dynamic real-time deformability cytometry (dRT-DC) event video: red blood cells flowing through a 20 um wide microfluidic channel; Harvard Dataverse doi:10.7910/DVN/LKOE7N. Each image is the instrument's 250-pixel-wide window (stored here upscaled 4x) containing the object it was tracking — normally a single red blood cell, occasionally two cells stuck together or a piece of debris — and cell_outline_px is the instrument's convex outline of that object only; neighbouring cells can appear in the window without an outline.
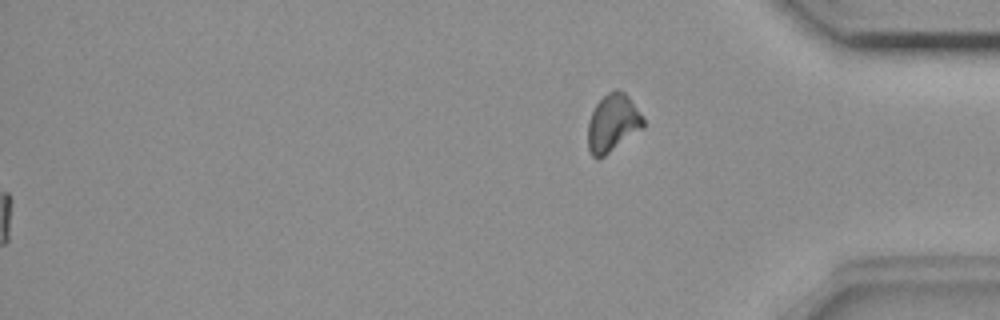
{"species": "common noctule bat (a hibernating species)", "species_latin": "Nyctalus noctula", "temperature_condition": "room temperature", "stored_images_in_passage": 56, "segment_of_instrument_passage": [2, 2], "camera_frame_rate_fps": 3000, "um_per_image_px": 0.085, "animal": {"sex": "female", "body_mass_g": 18.4}, "frame": {"image": 1, "passage_image": 56, "time_ms": 18.333, "image_size_px": [1000, 320], "cell_outline_px": [[644, 128], [604, 156], [596, 160], [592, 156], [588, 148], [588, 120], [596, 104], [608, 92], [616, 88], [624, 92], [628, 96], [644, 120]], "centroid_in_image_um": [52.07, 10.47], "position_along_channel_um": 383.1, "area_um2": 18.55}}